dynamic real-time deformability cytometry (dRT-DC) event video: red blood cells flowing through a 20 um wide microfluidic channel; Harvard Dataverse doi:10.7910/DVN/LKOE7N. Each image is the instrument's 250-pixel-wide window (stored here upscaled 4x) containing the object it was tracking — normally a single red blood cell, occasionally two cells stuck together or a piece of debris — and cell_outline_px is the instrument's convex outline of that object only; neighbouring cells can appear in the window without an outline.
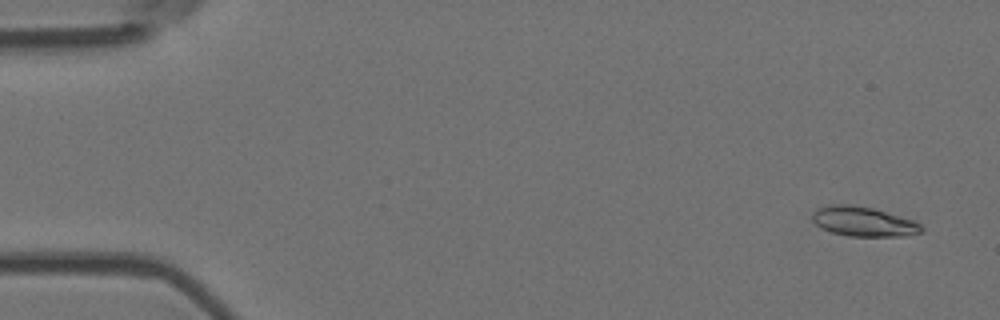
{"species": "Egyptian fruit bat (a non-hibernating species)", "species_latin": "Rousettus aegyptiacus", "temperature_condition": "room temperature", "stored_images_in_passage": 5, "camera_frame_rate_fps": 3000, "um_per_image_px": 0.085, "animal": {"sex": "female"}, "frame": {"image": 1, "passage_image": 1, "time_ms": 0.0, "image_size_px": [1000, 320], "cell_outline_px": [[924, 228], [920, 232], [904, 236], [848, 236], [832, 232], [820, 228], [812, 220], [812, 212], [816, 208], [832, 204], [848, 204], [872, 208], [916, 220]], "centroid_in_image_um": [73.38, 18.83], "position_along_channel_um": 11.6, "area_um2": 18.96}}